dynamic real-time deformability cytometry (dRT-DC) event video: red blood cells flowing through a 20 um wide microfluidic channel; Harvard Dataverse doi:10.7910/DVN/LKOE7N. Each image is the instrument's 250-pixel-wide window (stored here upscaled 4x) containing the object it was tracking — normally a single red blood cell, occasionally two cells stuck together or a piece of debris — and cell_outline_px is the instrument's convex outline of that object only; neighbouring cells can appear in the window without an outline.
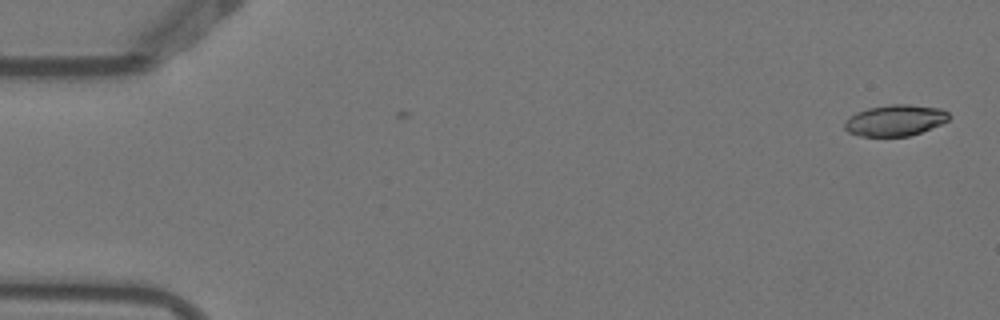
{"species": "Egyptian fruit bat (a non-hibernating species)", "species_latin": "Rousettus aegyptiacus", "temperature_condition": "warm", "stored_images_in_passage": 2, "camera_frame_rate_fps": 3000, "um_per_image_px": 0.085, "animal": {"sex": "female"}, "frame": {"image": 1, "passage_image": 2, "time_ms": 0.333, "image_size_px": [1000, 320], "cell_outline_px": [[948, 120], [940, 124], [920, 132], [908, 136], [860, 136], [848, 132], [844, 128], [844, 120], [856, 112], [868, 108], [892, 104], [908, 104], [940, 108], [948, 112]], "centroid_in_image_um": [76.04, 10.22], "position_along_channel_um": 9.0, "area_um2": 18.84}}